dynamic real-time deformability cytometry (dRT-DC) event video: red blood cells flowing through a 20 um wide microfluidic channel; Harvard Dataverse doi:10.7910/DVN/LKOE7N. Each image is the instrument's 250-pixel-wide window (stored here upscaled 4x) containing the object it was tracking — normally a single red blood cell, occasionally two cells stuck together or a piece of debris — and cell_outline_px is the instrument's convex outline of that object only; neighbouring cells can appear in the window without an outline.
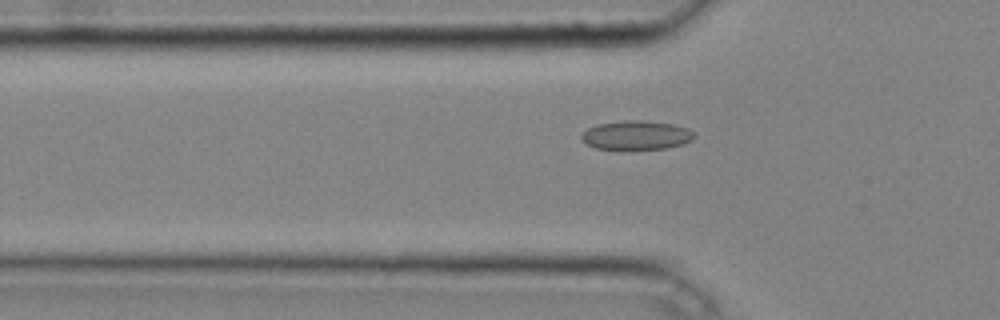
{"species": "common noctule bat (a hibernating species)", "species_latin": "Nyctalus noctula", "temperature_condition": "cold", "stored_images_in_passage": 29, "camera_frame_rate_fps": 3000, "um_per_image_px": 0.085, "animal": {"sex": "male", "body_mass_g": 20.4}, "frame": {"image": 1, "passage_image": 3, "time_ms": 0.667, "image_size_px": [1000, 320], "cell_outline_px": [[696, 136], [692, 140], [684, 144], [668, 148], [628, 152], [596, 148], [588, 144], [580, 136], [588, 128], [600, 124], [628, 120], [640, 120], [672, 124], [688, 128]], "centroid_in_image_um": [54.12, 11.54], "position_along_channel_um": 71.7, "area_um2": 19.59}}
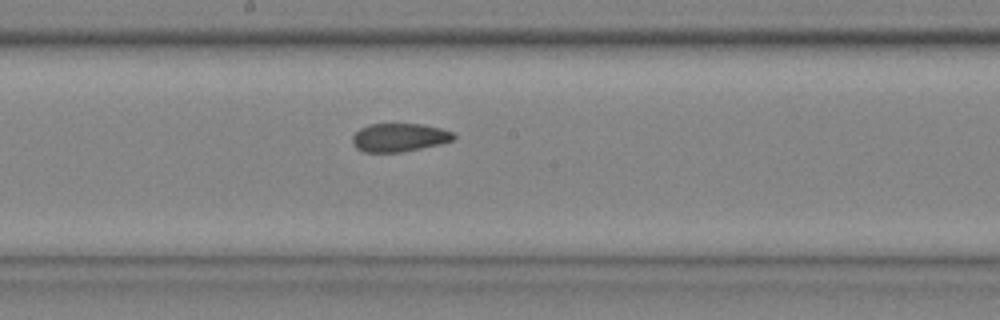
{"frame": {"image": 2, "passage_image": 13, "time_ms": 4.0, "image_size_px": [1000, 320], "cell_outline_px": [[456, 136], [452, 140], [440, 144], [400, 152], [364, 152], [356, 148], [352, 144], [352, 136], [360, 128], [368, 124], [420, 124], [440, 128], [452, 132]], "centroid_in_image_um": [33.89, 11.68], "position_along_channel_um": 214.3, "area_um2": 16.65}}
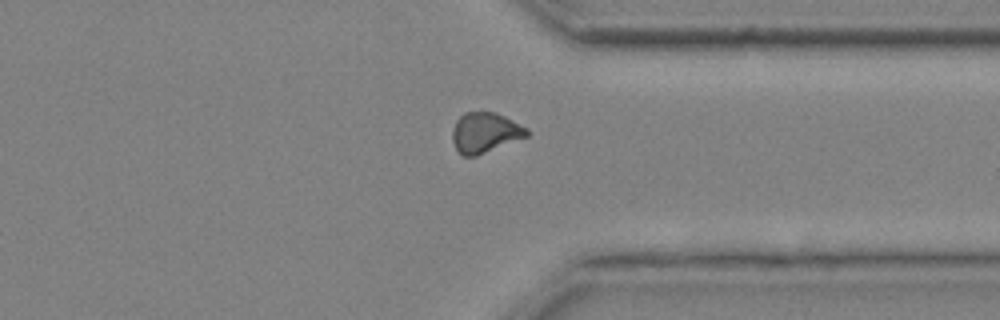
{"frame": {"image": 3, "passage_image": 24, "time_ms": 7.667, "image_size_px": [1000, 320], "cell_outline_px": [[528, 136], [476, 156], [464, 156], [456, 148], [452, 140], [452, 128], [456, 120], [464, 112], [496, 112], [528, 128]], "centroid_in_image_um": [41.22, 11.26], "position_along_channel_um": 370.2, "area_um2": 17.4}, "authors_computed_cell_mechanics": {"area_um2": 17.3978, "velocity_mm_per_s": 4.276, "shape_relaxation_time_tau1_ms": null, "shape_relaxation_time_tau2_ms": 1.2864, "deformation_change_tau1": null, "deformation_change_tau2": 0.0715}}